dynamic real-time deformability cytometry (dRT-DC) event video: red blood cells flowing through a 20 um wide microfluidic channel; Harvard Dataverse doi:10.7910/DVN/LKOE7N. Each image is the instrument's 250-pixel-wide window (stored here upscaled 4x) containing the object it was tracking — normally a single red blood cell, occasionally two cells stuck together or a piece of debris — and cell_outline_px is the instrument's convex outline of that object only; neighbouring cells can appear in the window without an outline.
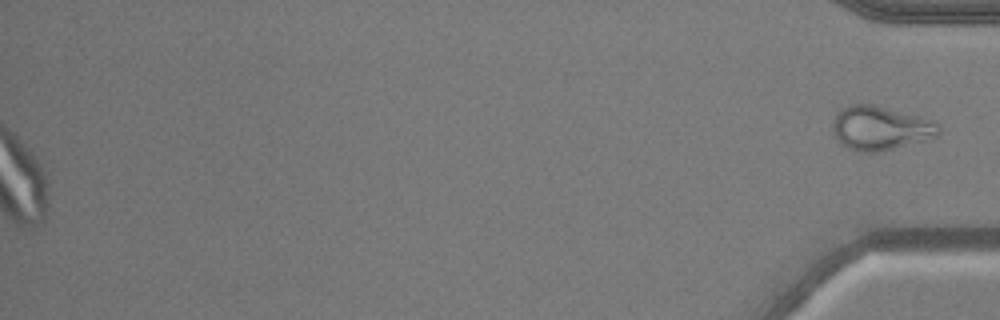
{"species": "common noctule bat (a hibernating species)", "species_latin": "Nyctalus noctula", "temperature_condition": "warm", "stored_images_in_passage": 47, "segment_of_instrument_passage": [2, 2], "camera_frame_rate_fps": 3000, "um_per_image_px": 0.085, "animal": {"sex": "male", "body_mass_g": 20.5, "forearm_length_mm": 52.5}, "frame": {"image": 1, "passage_image": 47, "time_ms": 15.333, "image_size_px": [1000, 320], "cell_outline_px": [[940, 132], [936, 136], [924, 140], [880, 152], [860, 152], [848, 148], [832, 136], [832, 120], [836, 112], [840, 108], [848, 104], [876, 104], [936, 120], [940, 124]], "centroid_in_image_um": [74.81, 10.86], "position_along_channel_um": 360.4, "area_um2": 27.86}}